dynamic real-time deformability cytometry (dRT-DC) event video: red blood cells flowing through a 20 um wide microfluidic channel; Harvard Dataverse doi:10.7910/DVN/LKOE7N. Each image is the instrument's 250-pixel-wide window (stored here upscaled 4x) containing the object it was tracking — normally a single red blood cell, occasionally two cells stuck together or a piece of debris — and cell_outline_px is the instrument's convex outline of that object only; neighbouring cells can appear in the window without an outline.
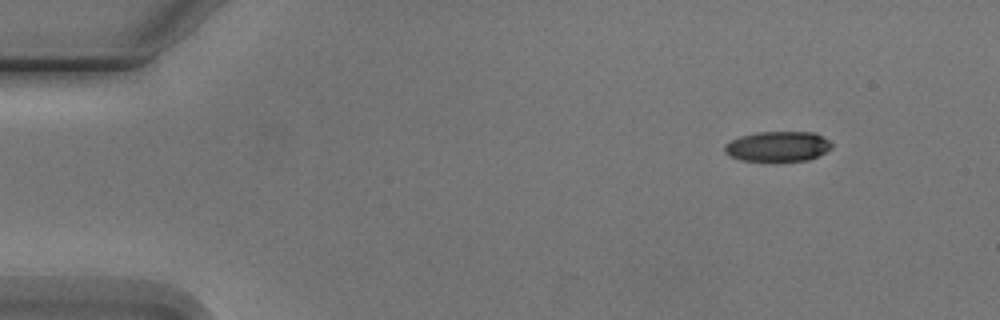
{"species": "Egyptian fruit bat (a non-hibernating species)", "species_latin": "Rousettus aegyptiacus", "temperature_condition": "cold", "stored_images_in_passage": 2, "camera_frame_rate_fps": 3000, "um_per_image_px": 0.085, "animal": {"sex": "male"}, "frame": {"image": 1, "passage_image": 2, "time_ms": 1.333, "image_size_px": [1000, 320], "cell_outline_px": [[832, 148], [808, 160], [740, 160], [728, 156], [724, 152], [724, 144], [740, 136], [756, 132], [816, 132], [824, 136], [832, 144]], "centroid_in_image_um": [66.09, 12.43], "position_along_channel_um": 18.9, "area_um2": 18.73}}